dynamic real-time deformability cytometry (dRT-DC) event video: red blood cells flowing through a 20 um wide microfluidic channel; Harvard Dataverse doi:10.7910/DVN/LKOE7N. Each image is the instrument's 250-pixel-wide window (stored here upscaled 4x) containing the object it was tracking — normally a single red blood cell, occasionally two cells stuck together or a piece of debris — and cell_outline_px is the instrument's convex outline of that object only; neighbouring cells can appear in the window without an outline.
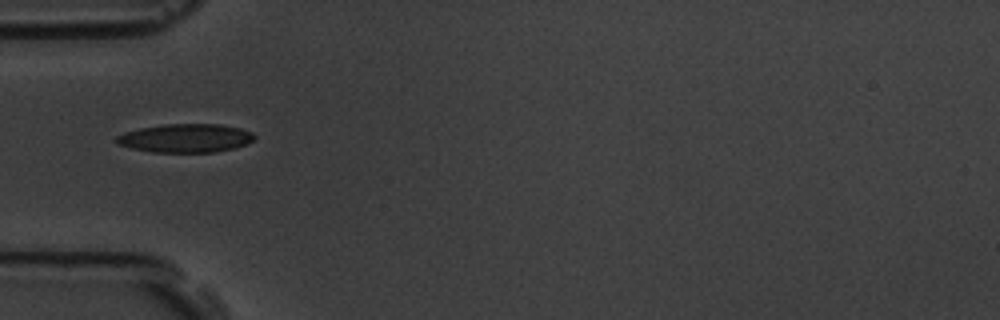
{"species": "common noctule bat (a hibernating species)", "species_latin": "Nyctalus noctula", "temperature_condition": "room temperature", "stored_images_in_passage": 11, "camera_frame_rate_fps": 3000, "um_per_image_px": 0.085, "animal": {"sex": "male", "body_mass_g": 19.5, "forearm_length_mm": 54.6}, "frame": {"image": 1, "passage_image": 1, "time_ms": 0.0, "image_size_px": [1000, 320], "cell_outline_px": [[256, 136], [248, 144], [236, 148], [212, 152], [152, 152], [132, 148], [116, 144], [116, 136], [124, 132], [140, 128], [164, 124], [220, 124], [240, 128], [252, 132]], "centroid_in_image_um": [15.78, 11.74], "position_along_channel_um": 69.2, "area_um2": 23.06}}
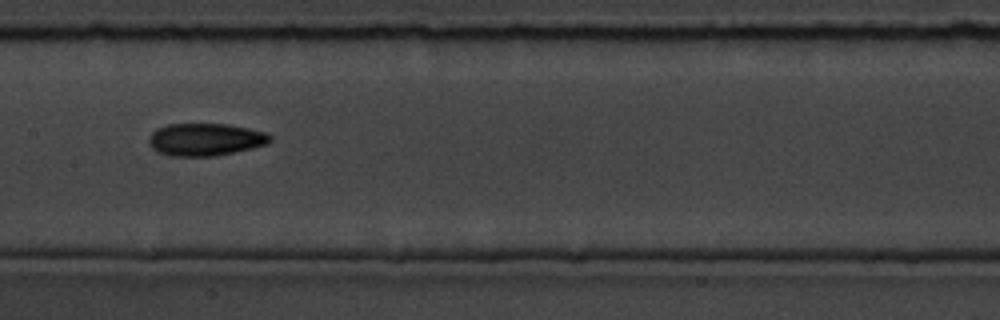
{"frame": {"image": 2, "passage_image": 4, "time_ms": 3.333, "image_size_px": [1000, 320], "cell_outline_px": [[272, 140], [268, 144], [252, 148], [216, 156], [172, 156], [160, 152], [152, 148], [148, 144], [148, 136], [156, 128], [168, 124], [228, 124], [268, 132], [272, 136]], "centroid_in_image_um": [17.47, 11.85], "position_along_channel_um": 189.9, "area_um2": 23.18}}
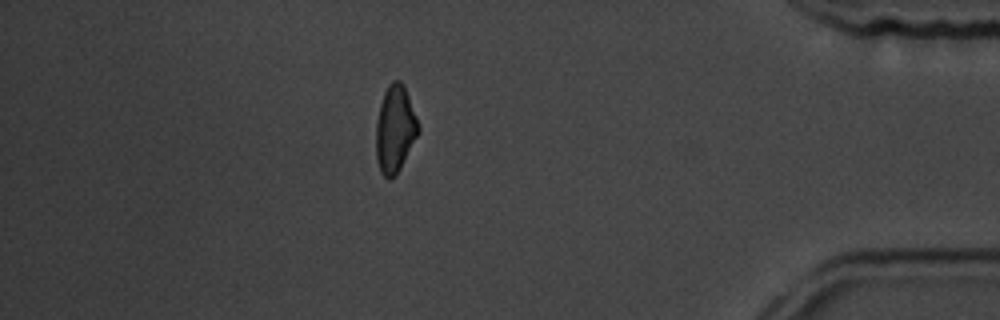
{"frame": {"image": 3, "passage_image": 10, "time_ms": 10.333, "image_size_px": [1000, 320], "cell_outline_px": [[420, 132], [396, 176], [388, 180], [380, 172], [376, 160], [376, 120], [380, 104], [384, 92], [388, 84], [392, 80], [400, 80], [408, 96], [420, 124]], "centroid_in_image_um": [33.58, 11.0], "position_along_channel_um": 401.6, "area_um2": 21.73}, "authors_computed_cell_mechanics": {"area_um2": 22.1952, "velocity_mm_per_s": 3.6198, "shape_relaxation_time_tau1_ms": 8.5583, "shape_relaxation_time_tau2_ms": 6.2142, "deformation_change_tau1": 0.1644, "deformation_change_tau2": 0.1261}}